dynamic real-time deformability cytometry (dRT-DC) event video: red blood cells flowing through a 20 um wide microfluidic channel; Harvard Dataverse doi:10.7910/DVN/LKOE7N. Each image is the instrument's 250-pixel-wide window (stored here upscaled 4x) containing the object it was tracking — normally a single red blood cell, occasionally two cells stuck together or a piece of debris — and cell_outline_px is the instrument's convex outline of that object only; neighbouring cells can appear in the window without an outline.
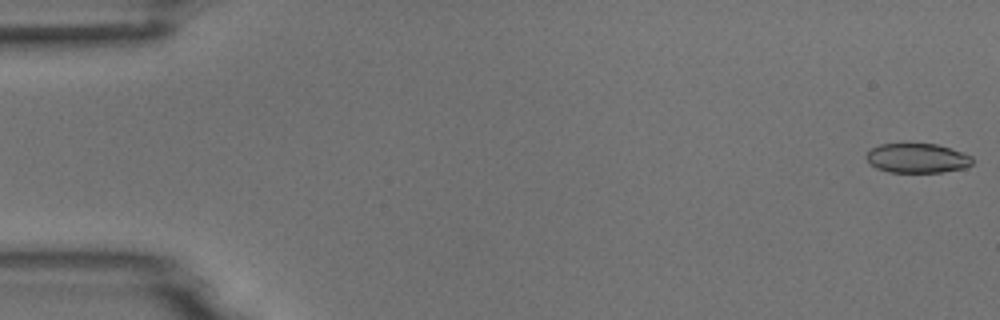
{"species": "common noctule bat (a hibernating species)", "species_latin": "Nyctalus noctula", "temperature_condition": "room temperature", "stored_images_in_passage": 5, "camera_frame_rate_fps": 3000, "um_per_image_px": 0.085, "animal": {"sex": "male", "body_mass_g": 18.8}, "frame": {"image": 1, "passage_image": 1, "time_ms": 0.0, "image_size_px": [1000, 320], "cell_outline_px": [[972, 164], [964, 168], [940, 172], [888, 172], [876, 168], [868, 160], [868, 152], [872, 148], [880, 144], [936, 144], [972, 156]], "centroid_in_image_um": [77.97, 13.45], "position_along_channel_um": 7.0, "area_um2": 17.86}}
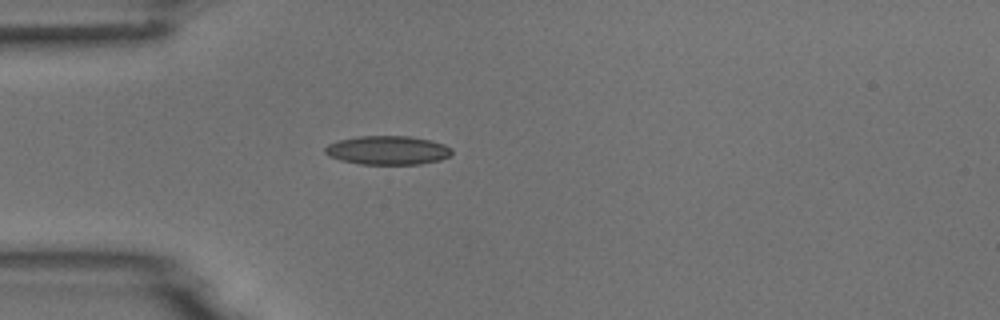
{"frame": {"image": 2, "passage_image": 5, "time_ms": 4.667, "image_size_px": [1000, 320], "cell_outline_px": [[452, 152], [448, 156], [440, 160], [420, 164], [360, 164], [340, 160], [328, 156], [324, 152], [324, 148], [328, 144], [336, 140], [360, 136], [408, 136], [428, 140], [444, 144], [452, 148]], "centroid_in_image_um": [32.91, 12.77], "position_along_channel_um": 52.1, "area_um2": 21.33}}